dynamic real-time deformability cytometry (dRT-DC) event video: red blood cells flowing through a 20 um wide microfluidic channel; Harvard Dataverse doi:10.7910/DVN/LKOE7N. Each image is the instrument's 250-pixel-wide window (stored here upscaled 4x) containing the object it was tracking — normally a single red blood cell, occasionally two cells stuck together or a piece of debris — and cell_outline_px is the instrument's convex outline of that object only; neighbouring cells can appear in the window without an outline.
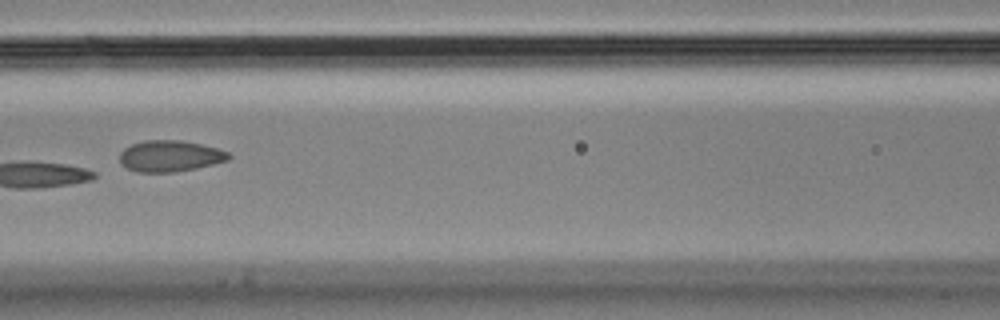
{"species": "Egyptian fruit bat (a non-hibernating species)", "species_latin": "Rousettus aegyptiacus", "temperature_condition": "cold", "stored_images_in_passage": 8, "camera_frame_rate_fps": 3000, "um_per_image_px": 0.085, "animal": {"sex": "male"}, "frame": {"image": 1, "passage_image": 4, "time_ms": 1.0, "image_size_px": [1000, 320], "cell_outline_px": [[232, 156], [228, 160], [196, 168], [172, 172], [136, 172], [120, 164], [120, 152], [124, 148], [132, 144], [144, 140], [180, 140], [200, 144], [216, 148], [228, 152]], "centroid_in_image_um": [14.42, 13.26], "position_along_channel_um": 152.2, "area_um2": 19.77}}
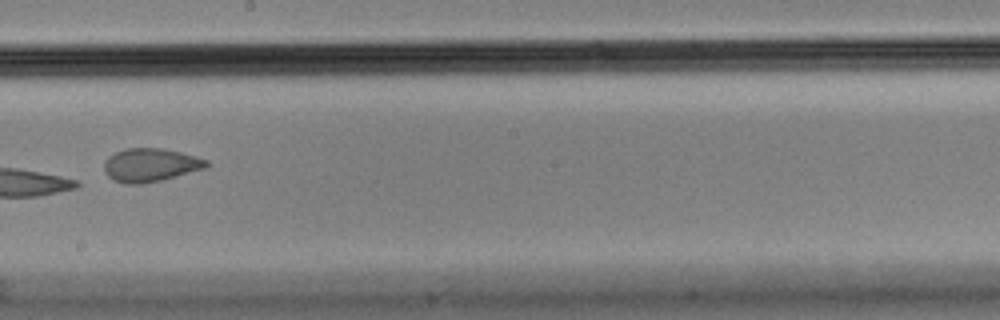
{"frame": {"image": 2, "passage_image": 6, "time_ms": 1.667, "image_size_px": [1000, 320], "cell_outline_px": [[208, 168], [160, 180], [140, 184], [124, 184], [112, 180], [104, 172], [104, 160], [108, 156], [124, 148], [160, 148], [180, 152], [196, 156], [208, 160]], "centroid_in_image_um": [12.76, 14.03], "position_along_channel_um": 235.4, "area_um2": 20.06}}